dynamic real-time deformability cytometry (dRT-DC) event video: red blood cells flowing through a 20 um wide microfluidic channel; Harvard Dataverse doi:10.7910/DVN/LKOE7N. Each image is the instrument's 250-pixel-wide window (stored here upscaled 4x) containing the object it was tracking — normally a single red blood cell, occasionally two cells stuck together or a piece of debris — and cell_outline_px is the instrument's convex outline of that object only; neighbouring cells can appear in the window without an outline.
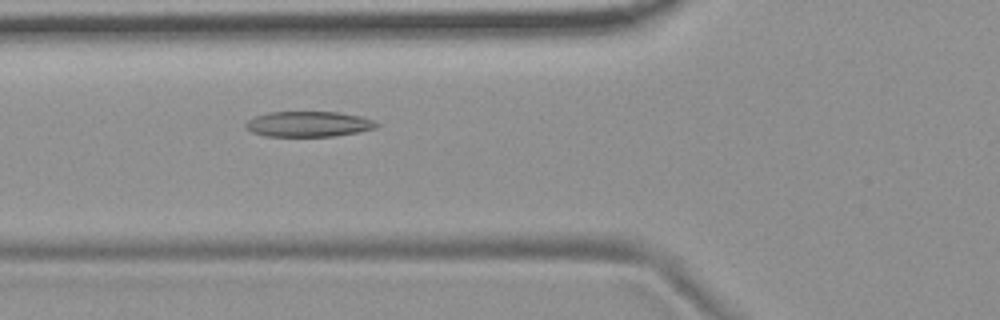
{"species": "common noctule bat (a hibernating species)", "species_latin": "Nyctalus noctula", "temperature_condition": "room temperature", "stored_images_in_passage": 38, "camera_frame_rate_fps": 3000, "um_per_image_px": 0.085, "animal": {"sex": "female", "body_mass_g": 19.9}, "frame": {"image": 1, "passage_image": 10, "time_ms": 3.0, "image_size_px": [1000, 320], "cell_outline_px": [[380, 124], [376, 128], [356, 132], [332, 136], [264, 136], [252, 132], [244, 128], [244, 124], [248, 120], [256, 116], [268, 112], [336, 112], [360, 116], [372, 120]], "centroid_in_image_um": [26.18, 10.54], "position_along_channel_um": 99.6, "area_um2": 19.31}}
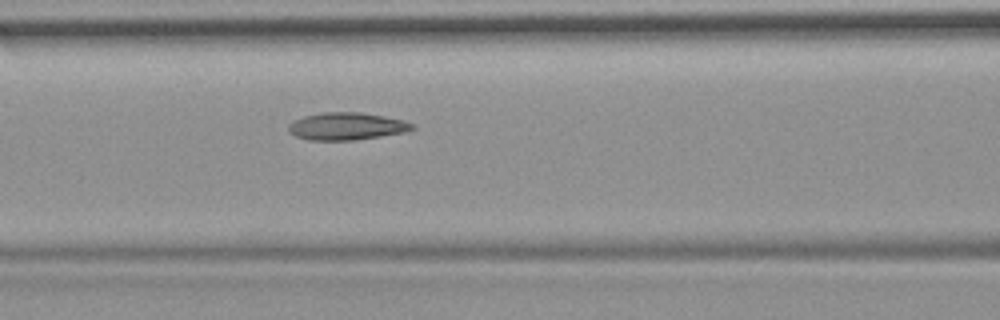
{"frame": {"image": 2, "passage_image": 13, "time_ms": 4.0, "image_size_px": [1000, 320], "cell_outline_px": [[416, 128], [404, 132], [380, 136], [352, 140], [308, 140], [296, 136], [288, 132], [288, 124], [304, 116], [324, 112], [360, 112], [384, 116], [404, 120], [416, 124]], "centroid_in_image_um": [29.48, 10.73], "position_along_channel_um": 137.1, "area_um2": 19.77}}
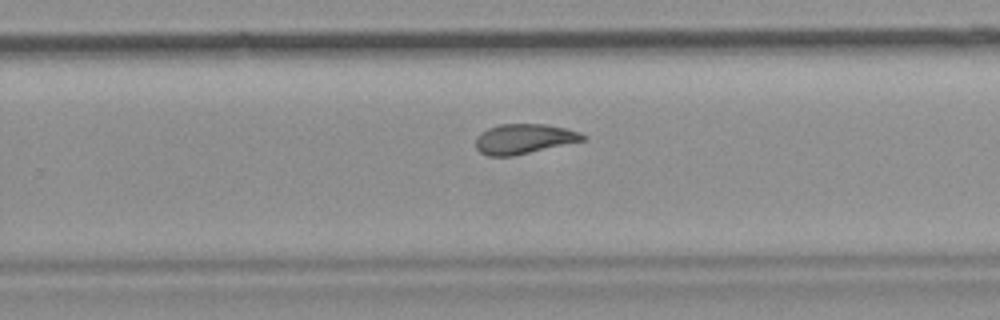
{"frame": {"image": 3, "passage_image": 25, "time_ms": 8.0, "image_size_px": [1000, 320], "cell_outline_px": [[588, 136], [584, 140], [512, 156], [488, 156], [480, 152], [476, 148], [476, 140], [480, 132], [488, 128], [500, 124], [544, 124], [564, 128], [580, 132]], "centroid_in_image_um": [44.52, 11.8], "position_along_channel_um": 285.3, "area_um2": 18.5}, "authors_computed_cell_mechanics": {"area_um2": 18.9295, "velocity_mm_per_s": 3.7229, "shape_relaxation_time_tau1_ms": null, "shape_relaxation_time_tau2_ms": 1.7537, "deformation_change_tau1": null, "deformation_change_tau2": 0.0831}}